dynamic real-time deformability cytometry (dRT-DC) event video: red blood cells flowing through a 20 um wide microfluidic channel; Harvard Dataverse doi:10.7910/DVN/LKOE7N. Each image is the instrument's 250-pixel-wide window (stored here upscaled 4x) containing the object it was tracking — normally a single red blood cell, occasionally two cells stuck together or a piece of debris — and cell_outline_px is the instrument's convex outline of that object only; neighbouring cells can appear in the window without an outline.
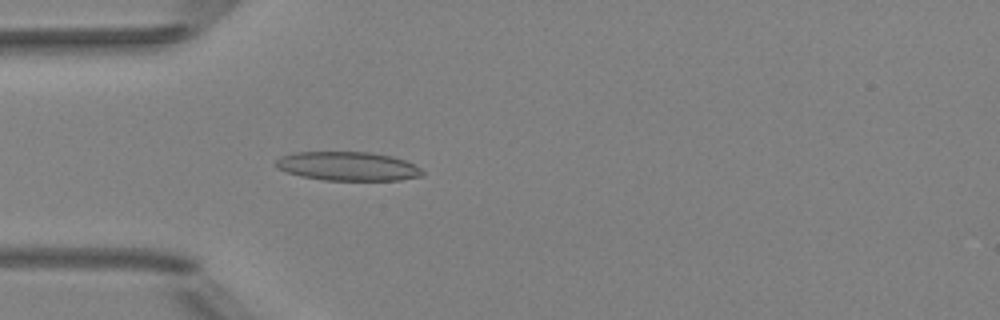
{"species": "Egyptian fruit bat (a non-hibernating species)", "species_latin": "Rousettus aegyptiacus", "temperature_condition": "room temperature", "stored_images_in_passage": 1, "camera_frame_rate_fps": 3000, "um_per_image_px": 0.085, "animal": {"sex": "female"}, "frame": {"image": 1, "passage_image": 1, "time_ms": 0.0, "image_size_px": [1000, 320], "cell_outline_px": [[424, 176], [400, 180], [324, 180], [300, 176], [276, 168], [272, 164], [280, 156], [296, 152], [368, 152], [392, 156], [404, 160], [420, 168], [424, 172]], "centroid_in_image_um": [29.54, 14.13], "position_along_channel_um": 55.5, "area_um2": 24.8}}